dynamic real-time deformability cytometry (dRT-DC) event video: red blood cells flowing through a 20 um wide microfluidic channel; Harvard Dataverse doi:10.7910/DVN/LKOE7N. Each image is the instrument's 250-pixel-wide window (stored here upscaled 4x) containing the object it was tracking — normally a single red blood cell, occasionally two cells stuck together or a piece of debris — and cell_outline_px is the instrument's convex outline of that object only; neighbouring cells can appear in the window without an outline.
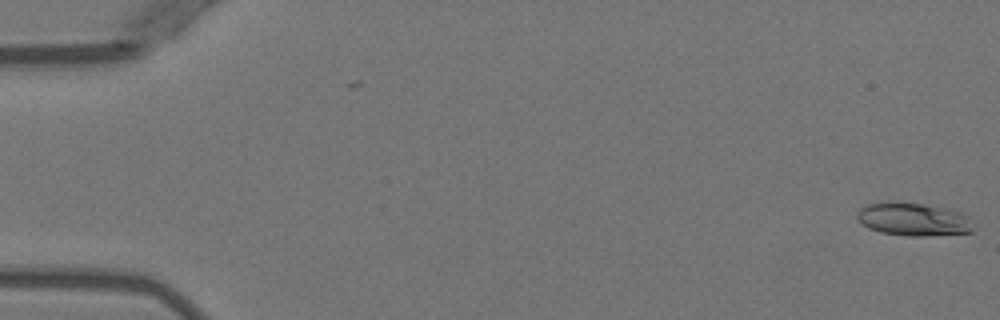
{"species": "Egyptian fruit bat (a non-hibernating species)", "species_latin": "Rousettus aegyptiacus", "temperature_condition": "warm", "stored_images_in_passage": 2, "camera_frame_rate_fps": 3000, "um_per_image_px": 0.085, "animal": {"sex": "female"}, "frame": {"image": 1, "passage_image": 2, "time_ms": 1.333, "image_size_px": [1000, 320], "cell_outline_px": [[972, 232], [924, 236], [908, 236], [880, 232], [868, 228], [856, 216], [856, 212], [860, 208], [868, 204], [924, 204], [948, 208], [960, 212], [968, 216], [972, 228]], "centroid_in_image_um": [77.66, 18.67], "position_along_channel_um": 7.3, "area_um2": 21.73}}